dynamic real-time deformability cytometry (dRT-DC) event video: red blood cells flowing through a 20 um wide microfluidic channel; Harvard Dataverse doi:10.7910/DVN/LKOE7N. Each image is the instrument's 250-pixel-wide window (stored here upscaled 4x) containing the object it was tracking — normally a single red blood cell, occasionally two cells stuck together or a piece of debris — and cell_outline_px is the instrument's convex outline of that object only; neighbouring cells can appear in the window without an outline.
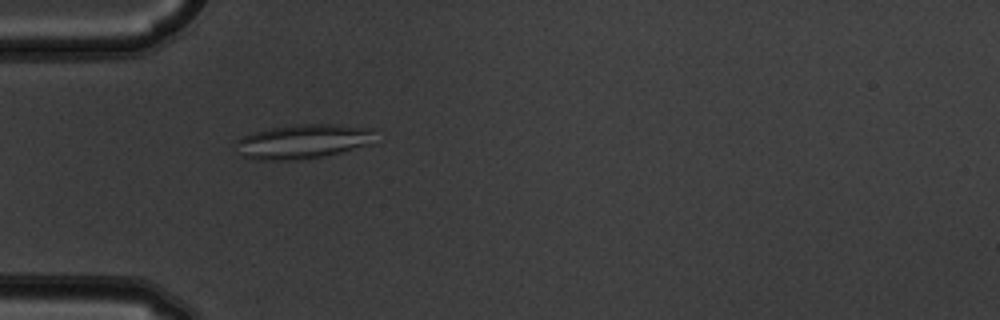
{"species": "common noctule bat (a hibernating species)", "species_latin": "Nyctalus noctula", "temperature_condition": "warm", "stored_images_in_passage": 5, "camera_frame_rate_fps": 3000, "um_per_image_px": 0.085, "animal": {"sex": "male", "body_mass_g": 19.5, "forearm_length_mm": 54.6}, "frame": {"image": 1, "passage_image": 5, "time_ms": 1.333, "image_size_px": [1000, 320], "cell_outline_px": [[372, 144], [324, 156], [296, 160], [256, 160], [240, 156], [236, 140], [244, 136], [256, 132], [272, 128], [296, 124], [336, 124], [372, 128]], "centroid_in_image_um": [25.75, 12.03], "position_along_channel_um": 59.3, "area_um2": 27.69}}